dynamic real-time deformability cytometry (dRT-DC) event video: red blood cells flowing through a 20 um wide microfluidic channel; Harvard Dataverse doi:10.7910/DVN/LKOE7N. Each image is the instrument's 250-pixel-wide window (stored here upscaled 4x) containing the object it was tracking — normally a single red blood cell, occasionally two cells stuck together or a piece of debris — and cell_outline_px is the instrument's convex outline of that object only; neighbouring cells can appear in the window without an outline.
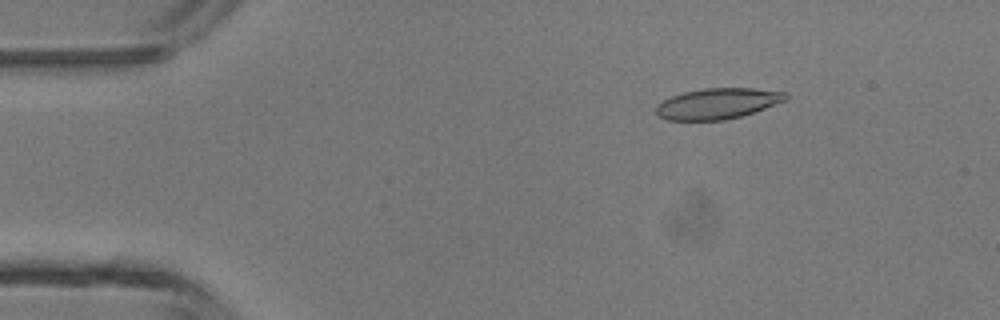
{"species": "common noctule bat (a hibernating species)", "species_latin": "Nyctalus noctula", "temperature_condition": "room temperature", "stored_images_in_passage": 4, "camera_frame_rate_fps": 3000, "um_per_image_px": 0.085, "animal": {"sex": "male", "body_mass_g": 13.3}, "frame": {"image": 1, "passage_image": 2, "time_ms": 0.333, "image_size_px": [1000, 320], "cell_outline_px": [[788, 100], [740, 116], [724, 120], [668, 120], [656, 116], [656, 104], [672, 96], [684, 92], [704, 88], [752, 88], [788, 92]], "centroid_in_image_um": [60.99, 8.8], "position_along_channel_um": 24.0, "area_um2": 23.24}}
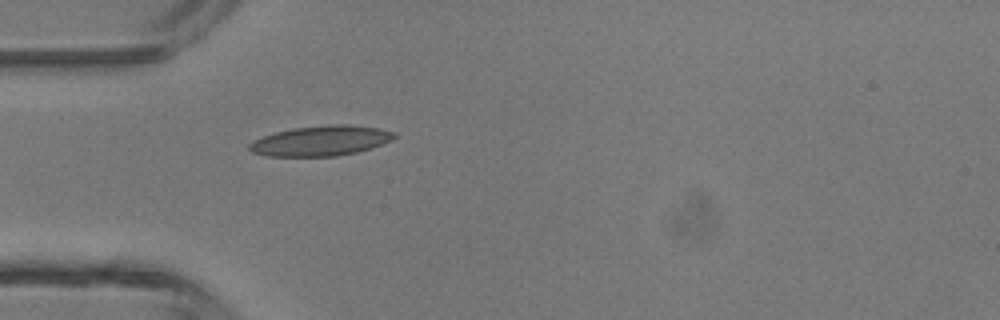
{"frame": {"image": 2, "passage_image": 4, "time_ms": 1.0, "image_size_px": [1000, 320], "cell_outline_px": [[400, 136], [392, 140], [372, 148], [356, 152], [336, 156], [268, 156], [252, 152], [248, 148], [248, 144], [252, 140], [276, 132], [292, 128], [328, 124], [352, 124], [380, 128], [396, 132]], "centroid_in_image_um": [27.32, 11.95], "position_along_channel_um": 57.7, "area_um2": 25.78}}